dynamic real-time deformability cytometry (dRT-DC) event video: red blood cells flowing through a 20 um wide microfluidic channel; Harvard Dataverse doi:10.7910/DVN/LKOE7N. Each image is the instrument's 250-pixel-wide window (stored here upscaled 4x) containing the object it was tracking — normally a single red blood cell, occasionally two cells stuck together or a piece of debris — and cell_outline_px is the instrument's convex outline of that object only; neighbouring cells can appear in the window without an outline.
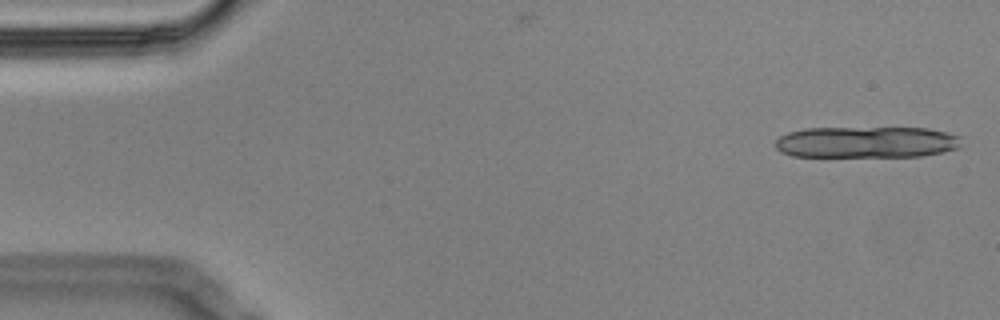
{"species": "Egyptian fruit bat (a non-hibernating species)", "species_latin": "Rousettus aegyptiacus", "temperature_condition": "cold", "stored_images_in_passage": 5, "camera_frame_rate_fps": 3000, "um_per_image_px": 0.085, "animal": {"sex": "male"}, "frame": {"image": 1, "passage_image": 1, "time_ms": 0.0, "image_size_px": [1000, 320], "cell_outline_px": [[960, 148], [920, 156], [792, 156], [780, 152], [776, 148], [776, 140], [780, 136], [788, 132], [804, 128], [928, 128], [960, 136]], "centroid_in_image_um": [73.62, 12.08], "position_along_channel_um": 11.4, "area_um2": 33.93}}